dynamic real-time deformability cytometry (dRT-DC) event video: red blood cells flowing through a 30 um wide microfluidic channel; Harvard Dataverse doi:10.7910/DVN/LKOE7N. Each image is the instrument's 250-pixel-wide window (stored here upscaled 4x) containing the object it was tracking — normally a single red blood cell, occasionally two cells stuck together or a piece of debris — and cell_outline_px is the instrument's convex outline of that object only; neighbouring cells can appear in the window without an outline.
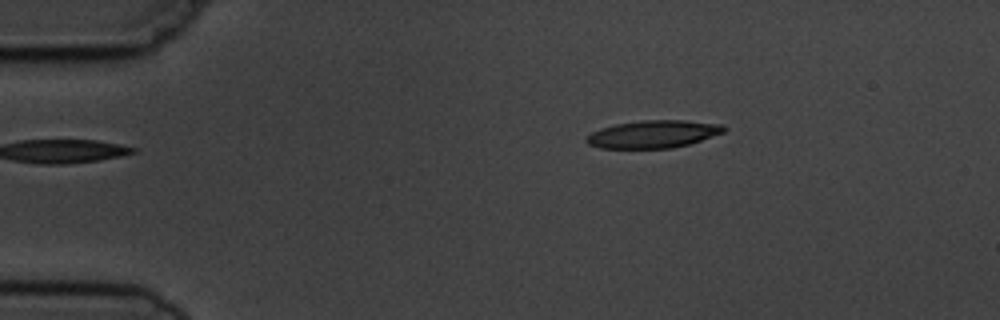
{"species": "common noctule bat (a hibernating species)", "species_latin": "Nyctalus noctula", "temperature_condition": "cold", "stored_images_in_passage": 6, "camera_frame_rate_fps": 3000, "um_per_image_px": 0.085, "animal": {"sex": "male", "body_mass_g": 19.5, "forearm_length_mm": 54.6}, "frame": {"image": 1, "passage_image": 3, "time_ms": 2.333, "image_size_px": [1000, 320], "cell_outline_px": [[728, 128], [724, 132], [688, 144], [672, 148], [600, 148], [588, 144], [584, 140], [592, 132], [600, 128], [616, 124], [640, 120], [684, 120], [724, 124]], "centroid_in_image_um": [55.53, 11.39], "position_along_channel_um": 29.5, "area_um2": 22.14}}
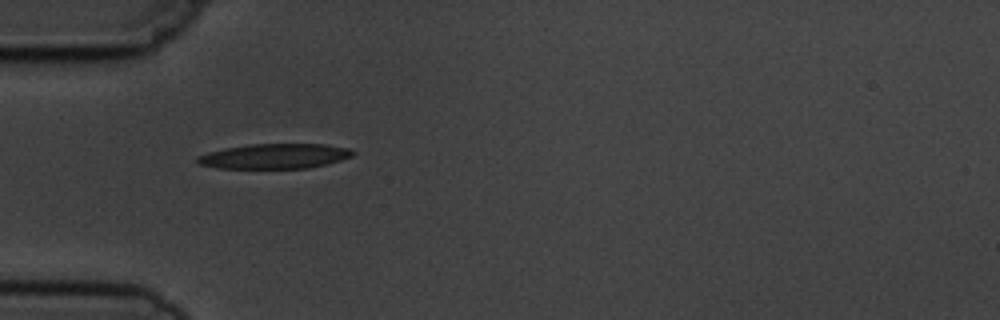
{"frame": {"image": 2, "passage_image": 5, "time_ms": 4.667, "image_size_px": [1000, 320], "cell_outline_px": [[356, 152], [352, 156], [328, 164], [308, 168], [216, 168], [200, 164], [196, 160], [196, 156], [208, 152], [224, 148], [248, 144], [324, 144], [348, 148]], "centroid_in_image_um": [23.34, 13.27], "position_along_channel_um": 61.7, "area_um2": 22.66}}
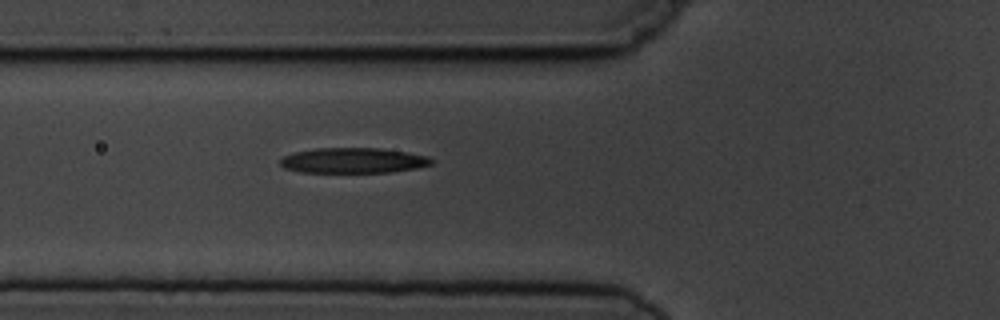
{"frame": {"image": 3, "passage_image": 6, "time_ms": 5.667, "image_size_px": [1000, 320], "cell_outline_px": [[436, 160], [432, 164], [416, 168], [392, 172], [300, 172], [284, 168], [280, 164], [280, 160], [284, 156], [296, 152], [316, 148], [380, 148], [428, 156]], "centroid_in_image_um": [30.05, 13.64], "position_along_channel_um": 95.8, "area_um2": 22.25}}